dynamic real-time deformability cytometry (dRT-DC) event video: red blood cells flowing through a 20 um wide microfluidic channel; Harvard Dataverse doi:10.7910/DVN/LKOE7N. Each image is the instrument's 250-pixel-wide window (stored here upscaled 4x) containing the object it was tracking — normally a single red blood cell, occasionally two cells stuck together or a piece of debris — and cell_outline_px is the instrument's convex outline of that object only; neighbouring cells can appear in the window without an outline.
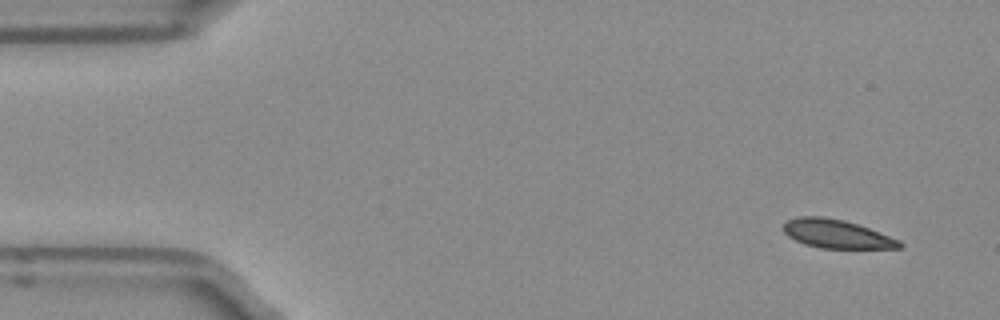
{"species": "Egyptian fruit bat (a non-hibernating species)", "species_latin": "Rousettus aegyptiacus", "temperature_condition": "room temperature", "stored_images_in_passage": 4, "camera_frame_rate_fps": 3000, "um_per_image_px": 0.085, "frame": {"image": 1, "passage_image": 1, "time_ms": 0.0, "image_size_px": [1000, 320], "cell_outline_px": [[904, 244], [900, 248], [820, 248], [804, 244], [788, 236], [784, 232], [784, 224], [788, 220], [800, 216], [820, 216], [844, 220], [868, 228], [900, 240]], "centroid_in_image_um": [71.11, 19.89], "position_along_channel_um": 13.9, "area_um2": 19.13}}